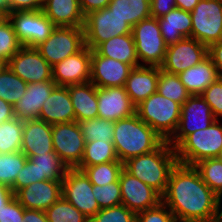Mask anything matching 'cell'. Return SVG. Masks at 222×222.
<instances>
[{"mask_svg":"<svg viewBox=\"0 0 222 222\" xmlns=\"http://www.w3.org/2000/svg\"><path fill=\"white\" fill-rule=\"evenodd\" d=\"M27 90V83L8 66L0 73V98L14 106Z\"/></svg>","mask_w":222,"mask_h":222,"instance_id":"cell-36","label":"cell"},{"mask_svg":"<svg viewBox=\"0 0 222 222\" xmlns=\"http://www.w3.org/2000/svg\"><path fill=\"white\" fill-rule=\"evenodd\" d=\"M133 67L91 50L90 82L96 87H124Z\"/></svg>","mask_w":222,"mask_h":222,"instance_id":"cell-17","label":"cell"},{"mask_svg":"<svg viewBox=\"0 0 222 222\" xmlns=\"http://www.w3.org/2000/svg\"><path fill=\"white\" fill-rule=\"evenodd\" d=\"M71 102L75 112V121L97 118V87L91 83L68 85Z\"/></svg>","mask_w":222,"mask_h":222,"instance_id":"cell-27","label":"cell"},{"mask_svg":"<svg viewBox=\"0 0 222 222\" xmlns=\"http://www.w3.org/2000/svg\"><path fill=\"white\" fill-rule=\"evenodd\" d=\"M190 13L191 38L208 47L222 40V0H200Z\"/></svg>","mask_w":222,"mask_h":222,"instance_id":"cell-10","label":"cell"},{"mask_svg":"<svg viewBox=\"0 0 222 222\" xmlns=\"http://www.w3.org/2000/svg\"><path fill=\"white\" fill-rule=\"evenodd\" d=\"M6 20L7 16L4 13L0 12V25Z\"/></svg>","mask_w":222,"mask_h":222,"instance_id":"cell-60","label":"cell"},{"mask_svg":"<svg viewBox=\"0 0 222 222\" xmlns=\"http://www.w3.org/2000/svg\"><path fill=\"white\" fill-rule=\"evenodd\" d=\"M24 121L13 118L0 124V154L21 151Z\"/></svg>","mask_w":222,"mask_h":222,"instance_id":"cell-33","label":"cell"},{"mask_svg":"<svg viewBox=\"0 0 222 222\" xmlns=\"http://www.w3.org/2000/svg\"><path fill=\"white\" fill-rule=\"evenodd\" d=\"M151 16L160 18L177 8L175 0H150Z\"/></svg>","mask_w":222,"mask_h":222,"instance_id":"cell-48","label":"cell"},{"mask_svg":"<svg viewBox=\"0 0 222 222\" xmlns=\"http://www.w3.org/2000/svg\"><path fill=\"white\" fill-rule=\"evenodd\" d=\"M217 119L201 95H191L181 106V116L174 135L168 143L174 149L191 133L205 130Z\"/></svg>","mask_w":222,"mask_h":222,"instance_id":"cell-11","label":"cell"},{"mask_svg":"<svg viewBox=\"0 0 222 222\" xmlns=\"http://www.w3.org/2000/svg\"><path fill=\"white\" fill-rule=\"evenodd\" d=\"M56 86L53 80L27 84L24 95L13 106L14 117L22 121L38 119L43 103Z\"/></svg>","mask_w":222,"mask_h":222,"instance_id":"cell-22","label":"cell"},{"mask_svg":"<svg viewBox=\"0 0 222 222\" xmlns=\"http://www.w3.org/2000/svg\"><path fill=\"white\" fill-rule=\"evenodd\" d=\"M23 222H48L45 211L24 209Z\"/></svg>","mask_w":222,"mask_h":222,"instance_id":"cell-52","label":"cell"},{"mask_svg":"<svg viewBox=\"0 0 222 222\" xmlns=\"http://www.w3.org/2000/svg\"><path fill=\"white\" fill-rule=\"evenodd\" d=\"M62 196L89 220L100 210L93 196V184L82 170L69 168L62 180Z\"/></svg>","mask_w":222,"mask_h":222,"instance_id":"cell-12","label":"cell"},{"mask_svg":"<svg viewBox=\"0 0 222 222\" xmlns=\"http://www.w3.org/2000/svg\"><path fill=\"white\" fill-rule=\"evenodd\" d=\"M207 57L208 46L194 38H184L167 46L165 59L160 68L167 73L178 75Z\"/></svg>","mask_w":222,"mask_h":222,"instance_id":"cell-14","label":"cell"},{"mask_svg":"<svg viewBox=\"0 0 222 222\" xmlns=\"http://www.w3.org/2000/svg\"><path fill=\"white\" fill-rule=\"evenodd\" d=\"M24 207L14 197L0 209V222H23Z\"/></svg>","mask_w":222,"mask_h":222,"instance_id":"cell-47","label":"cell"},{"mask_svg":"<svg viewBox=\"0 0 222 222\" xmlns=\"http://www.w3.org/2000/svg\"><path fill=\"white\" fill-rule=\"evenodd\" d=\"M85 142L104 141L113 143L114 122L102 118H93L78 122Z\"/></svg>","mask_w":222,"mask_h":222,"instance_id":"cell-35","label":"cell"},{"mask_svg":"<svg viewBox=\"0 0 222 222\" xmlns=\"http://www.w3.org/2000/svg\"><path fill=\"white\" fill-rule=\"evenodd\" d=\"M202 180L218 195L222 190V161L217 157L204 159L194 165Z\"/></svg>","mask_w":222,"mask_h":222,"instance_id":"cell-40","label":"cell"},{"mask_svg":"<svg viewBox=\"0 0 222 222\" xmlns=\"http://www.w3.org/2000/svg\"><path fill=\"white\" fill-rule=\"evenodd\" d=\"M84 47L83 27L56 26L52 34L35 48L51 66H54Z\"/></svg>","mask_w":222,"mask_h":222,"instance_id":"cell-7","label":"cell"},{"mask_svg":"<svg viewBox=\"0 0 222 222\" xmlns=\"http://www.w3.org/2000/svg\"><path fill=\"white\" fill-rule=\"evenodd\" d=\"M111 0H79L80 8L84 16L90 12L107 8Z\"/></svg>","mask_w":222,"mask_h":222,"instance_id":"cell-51","label":"cell"},{"mask_svg":"<svg viewBox=\"0 0 222 222\" xmlns=\"http://www.w3.org/2000/svg\"><path fill=\"white\" fill-rule=\"evenodd\" d=\"M21 152L26 157L54 152L52 125L40 119L24 121Z\"/></svg>","mask_w":222,"mask_h":222,"instance_id":"cell-21","label":"cell"},{"mask_svg":"<svg viewBox=\"0 0 222 222\" xmlns=\"http://www.w3.org/2000/svg\"><path fill=\"white\" fill-rule=\"evenodd\" d=\"M44 0H9L10 12L42 10Z\"/></svg>","mask_w":222,"mask_h":222,"instance_id":"cell-49","label":"cell"},{"mask_svg":"<svg viewBox=\"0 0 222 222\" xmlns=\"http://www.w3.org/2000/svg\"><path fill=\"white\" fill-rule=\"evenodd\" d=\"M178 75L181 83L191 95H201L210 84L219 78L216 67L209 56Z\"/></svg>","mask_w":222,"mask_h":222,"instance_id":"cell-28","label":"cell"},{"mask_svg":"<svg viewBox=\"0 0 222 222\" xmlns=\"http://www.w3.org/2000/svg\"><path fill=\"white\" fill-rule=\"evenodd\" d=\"M13 118V106L0 98V124Z\"/></svg>","mask_w":222,"mask_h":222,"instance_id":"cell-53","label":"cell"},{"mask_svg":"<svg viewBox=\"0 0 222 222\" xmlns=\"http://www.w3.org/2000/svg\"><path fill=\"white\" fill-rule=\"evenodd\" d=\"M217 158L222 161V149H221V152L219 153V155L217 156Z\"/></svg>","mask_w":222,"mask_h":222,"instance_id":"cell-61","label":"cell"},{"mask_svg":"<svg viewBox=\"0 0 222 222\" xmlns=\"http://www.w3.org/2000/svg\"><path fill=\"white\" fill-rule=\"evenodd\" d=\"M208 56L212 59L219 78H222V40L208 47Z\"/></svg>","mask_w":222,"mask_h":222,"instance_id":"cell-50","label":"cell"},{"mask_svg":"<svg viewBox=\"0 0 222 222\" xmlns=\"http://www.w3.org/2000/svg\"><path fill=\"white\" fill-rule=\"evenodd\" d=\"M157 92L181 105L191 96L185 86L181 83L179 75L160 71Z\"/></svg>","mask_w":222,"mask_h":222,"instance_id":"cell-37","label":"cell"},{"mask_svg":"<svg viewBox=\"0 0 222 222\" xmlns=\"http://www.w3.org/2000/svg\"><path fill=\"white\" fill-rule=\"evenodd\" d=\"M181 106L155 92L136 106V114L164 141H168L177 130Z\"/></svg>","mask_w":222,"mask_h":222,"instance_id":"cell-4","label":"cell"},{"mask_svg":"<svg viewBox=\"0 0 222 222\" xmlns=\"http://www.w3.org/2000/svg\"><path fill=\"white\" fill-rule=\"evenodd\" d=\"M26 160L21 151L0 154V184L12 188Z\"/></svg>","mask_w":222,"mask_h":222,"instance_id":"cell-39","label":"cell"},{"mask_svg":"<svg viewBox=\"0 0 222 222\" xmlns=\"http://www.w3.org/2000/svg\"><path fill=\"white\" fill-rule=\"evenodd\" d=\"M181 222H212V221H181Z\"/></svg>","mask_w":222,"mask_h":222,"instance_id":"cell-62","label":"cell"},{"mask_svg":"<svg viewBox=\"0 0 222 222\" xmlns=\"http://www.w3.org/2000/svg\"><path fill=\"white\" fill-rule=\"evenodd\" d=\"M131 33L139 65L160 67L165 59L167 45L161 35L158 19L150 17L141 20L132 27Z\"/></svg>","mask_w":222,"mask_h":222,"instance_id":"cell-6","label":"cell"},{"mask_svg":"<svg viewBox=\"0 0 222 222\" xmlns=\"http://www.w3.org/2000/svg\"><path fill=\"white\" fill-rule=\"evenodd\" d=\"M27 158L36 164L38 181H62L69 170V167L66 166V164L55 152L39 154L37 156Z\"/></svg>","mask_w":222,"mask_h":222,"instance_id":"cell-31","label":"cell"},{"mask_svg":"<svg viewBox=\"0 0 222 222\" xmlns=\"http://www.w3.org/2000/svg\"><path fill=\"white\" fill-rule=\"evenodd\" d=\"M160 71L158 66H139L130 71L124 88L135 106L157 92Z\"/></svg>","mask_w":222,"mask_h":222,"instance_id":"cell-23","label":"cell"},{"mask_svg":"<svg viewBox=\"0 0 222 222\" xmlns=\"http://www.w3.org/2000/svg\"><path fill=\"white\" fill-rule=\"evenodd\" d=\"M97 102V117L108 121L117 122L136 113V106L124 87H97Z\"/></svg>","mask_w":222,"mask_h":222,"instance_id":"cell-19","label":"cell"},{"mask_svg":"<svg viewBox=\"0 0 222 222\" xmlns=\"http://www.w3.org/2000/svg\"><path fill=\"white\" fill-rule=\"evenodd\" d=\"M93 196L100 209L122 204L119 180L106 185H93Z\"/></svg>","mask_w":222,"mask_h":222,"instance_id":"cell-41","label":"cell"},{"mask_svg":"<svg viewBox=\"0 0 222 222\" xmlns=\"http://www.w3.org/2000/svg\"><path fill=\"white\" fill-rule=\"evenodd\" d=\"M211 107L214 117L218 120L222 117V78H218L210 84L201 94Z\"/></svg>","mask_w":222,"mask_h":222,"instance_id":"cell-44","label":"cell"},{"mask_svg":"<svg viewBox=\"0 0 222 222\" xmlns=\"http://www.w3.org/2000/svg\"><path fill=\"white\" fill-rule=\"evenodd\" d=\"M222 190H221V192L217 195V202H218V207H219V210H220V212H222V207H221V202H222Z\"/></svg>","mask_w":222,"mask_h":222,"instance_id":"cell-57","label":"cell"},{"mask_svg":"<svg viewBox=\"0 0 222 222\" xmlns=\"http://www.w3.org/2000/svg\"><path fill=\"white\" fill-rule=\"evenodd\" d=\"M85 46L94 50L100 43L123 34H130L132 27L108 7L90 12L84 22Z\"/></svg>","mask_w":222,"mask_h":222,"instance_id":"cell-8","label":"cell"},{"mask_svg":"<svg viewBox=\"0 0 222 222\" xmlns=\"http://www.w3.org/2000/svg\"><path fill=\"white\" fill-rule=\"evenodd\" d=\"M212 222H222V212H220L215 218H213Z\"/></svg>","mask_w":222,"mask_h":222,"instance_id":"cell-59","label":"cell"},{"mask_svg":"<svg viewBox=\"0 0 222 222\" xmlns=\"http://www.w3.org/2000/svg\"><path fill=\"white\" fill-rule=\"evenodd\" d=\"M21 47L22 44L18 41L13 26L7 19L0 25V58L8 62Z\"/></svg>","mask_w":222,"mask_h":222,"instance_id":"cell-42","label":"cell"},{"mask_svg":"<svg viewBox=\"0 0 222 222\" xmlns=\"http://www.w3.org/2000/svg\"><path fill=\"white\" fill-rule=\"evenodd\" d=\"M0 12L6 16L10 14L9 0H0Z\"/></svg>","mask_w":222,"mask_h":222,"instance_id":"cell-56","label":"cell"},{"mask_svg":"<svg viewBox=\"0 0 222 222\" xmlns=\"http://www.w3.org/2000/svg\"><path fill=\"white\" fill-rule=\"evenodd\" d=\"M14 197L15 194L11 188L0 184V209L7 205Z\"/></svg>","mask_w":222,"mask_h":222,"instance_id":"cell-54","label":"cell"},{"mask_svg":"<svg viewBox=\"0 0 222 222\" xmlns=\"http://www.w3.org/2000/svg\"><path fill=\"white\" fill-rule=\"evenodd\" d=\"M122 204L134 213L154 208L162 202V196L146 183L122 170L119 177Z\"/></svg>","mask_w":222,"mask_h":222,"instance_id":"cell-16","label":"cell"},{"mask_svg":"<svg viewBox=\"0 0 222 222\" xmlns=\"http://www.w3.org/2000/svg\"><path fill=\"white\" fill-rule=\"evenodd\" d=\"M91 49L85 46L78 53L52 66V80L57 86L90 82Z\"/></svg>","mask_w":222,"mask_h":222,"instance_id":"cell-18","label":"cell"},{"mask_svg":"<svg viewBox=\"0 0 222 222\" xmlns=\"http://www.w3.org/2000/svg\"><path fill=\"white\" fill-rule=\"evenodd\" d=\"M37 181H38V171L36 164L31 162L27 158L22 170L19 171L18 176L11 190L15 194L19 189L25 188Z\"/></svg>","mask_w":222,"mask_h":222,"instance_id":"cell-46","label":"cell"},{"mask_svg":"<svg viewBox=\"0 0 222 222\" xmlns=\"http://www.w3.org/2000/svg\"><path fill=\"white\" fill-rule=\"evenodd\" d=\"M163 142L136 113L114 122L113 144L118 160L122 163L156 150Z\"/></svg>","mask_w":222,"mask_h":222,"instance_id":"cell-2","label":"cell"},{"mask_svg":"<svg viewBox=\"0 0 222 222\" xmlns=\"http://www.w3.org/2000/svg\"><path fill=\"white\" fill-rule=\"evenodd\" d=\"M42 11L55 26H84L85 16L79 0H44Z\"/></svg>","mask_w":222,"mask_h":222,"instance_id":"cell-25","label":"cell"},{"mask_svg":"<svg viewBox=\"0 0 222 222\" xmlns=\"http://www.w3.org/2000/svg\"><path fill=\"white\" fill-rule=\"evenodd\" d=\"M162 202L178 222L212 221L219 213L217 195L194 166L177 163L171 170Z\"/></svg>","mask_w":222,"mask_h":222,"instance_id":"cell-1","label":"cell"},{"mask_svg":"<svg viewBox=\"0 0 222 222\" xmlns=\"http://www.w3.org/2000/svg\"><path fill=\"white\" fill-rule=\"evenodd\" d=\"M48 222H89L75 206L61 196L46 211Z\"/></svg>","mask_w":222,"mask_h":222,"instance_id":"cell-38","label":"cell"},{"mask_svg":"<svg viewBox=\"0 0 222 222\" xmlns=\"http://www.w3.org/2000/svg\"><path fill=\"white\" fill-rule=\"evenodd\" d=\"M111 161H118L113 143L99 140L85 142L83 157L78 167L93 166Z\"/></svg>","mask_w":222,"mask_h":222,"instance_id":"cell-34","label":"cell"},{"mask_svg":"<svg viewBox=\"0 0 222 222\" xmlns=\"http://www.w3.org/2000/svg\"><path fill=\"white\" fill-rule=\"evenodd\" d=\"M177 163L175 149L168 141H164L156 150L130 158L123 164L128 173L163 196L167 189L170 172Z\"/></svg>","mask_w":222,"mask_h":222,"instance_id":"cell-3","label":"cell"},{"mask_svg":"<svg viewBox=\"0 0 222 222\" xmlns=\"http://www.w3.org/2000/svg\"><path fill=\"white\" fill-rule=\"evenodd\" d=\"M175 1L177 8L191 12L194 10V7L199 3L200 0H175Z\"/></svg>","mask_w":222,"mask_h":222,"instance_id":"cell-55","label":"cell"},{"mask_svg":"<svg viewBox=\"0 0 222 222\" xmlns=\"http://www.w3.org/2000/svg\"><path fill=\"white\" fill-rule=\"evenodd\" d=\"M7 66L27 84L52 80V66L36 48L22 46Z\"/></svg>","mask_w":222,"mask_h":222,"instance_id":"cell-15","label":"cell"},{"mask_svg":"<svg viewBox=\"0 0 222 222\" xmlns=\"http://www.w3.org/2000/svg\"><path fill=\"white\" fill-rule=\"evenodd\" d=\"M217 119L205 130L188 135L176 148L179 164L194 166L196 163L216 158L222 149V124Z\"/></svg>","mask_w":222,"mask_h":222,"instance_id":"cell-5","label":"cell"},{"mask_svg":"<svg viewBox=\"0 0 222 222\" xmlns=\"http://www.w3.org/2000/svg\"><path fill=\"white\" fill-rule=\"evenodd\" d=\"M62 196V181L43 180L19 189L16 199L25 209L46 211Z\"/></svg>","mask_w":222,"mask_h":222,"instance_id":"cell-20","label":"cell"},{"mask_svg":"<svg viewBox=\"0 0 222 222\" xmlns=\"http://www.w3.org/2000/svg\"><path fill=\"white\" fill-rule=\"evenodd\" d=\"M53 150L69 168L80 165L85 139L77 121L52 125Z\"/></svg>","mask_w":222,"mask_h":222,"instance_id":"cell-13","label":"cell"},{"mask_svg":"<svg viewBox=\"0 0 222 222\" xmlns=\"http://www.w3.org/2000/svg\"><path fill=\"white\" fill-rule=\"evenodd\" d=\"M82 170L93 185H106L119 180L124 169L121 161H111L87 167H77Z\"/></svg>","mask_w":222,"mask_h":222,"instance_id":"cell-32","label":"cell"},{"mask_svg":"<svg viewBox=\"0 0 222 222\" xmlns=\"http://www.w3.org/2000/svg\"><path fill=\"white\" fill-rule=\"evenodd\" d=\"M94 50L100 56L129 64L133 68L140 66L132 33L106 40L100 43Z\"/></svg>","mask_w":222,"mask_h":222,"instance_id":"cell-29","label":"cell"},{"mask_svg":"<svg viewBox=\"0 0 222 222\" xmlns=\"http://www.w3.org/2000/svg\"><path fill=\"white\" fill-rule=\"evenodd\" d=\"M136 222H178L169 210V208L161 202L158 206L137 213Z\"/></svg>","mask_w":222,"mask_h":222,"instance_id":"cell-45","label":"cell"},{"mask_svg":"<svg viewBox=\"0 0 222 222\" xmlns=\"http://www.w3.org/2000/svg\"><path fill=\"white\" fill-rule=\"evenodd\" d=\"M7 19L13 26L18 41L24 47L35 48L56 28L42 10L10 12Z\"/></svg>","mask_w":222,"mask_h":222,"instance_id":"cell-9","label":"cell"},{"mask_svg":"<svg viewBox=\"0 0 222 222\" xmlns=\"http://www.w3.org/2000/svg\"><path fill=\"white\" fill-rule=\"evenodd\" d=\"M137 214L125 205L100 209L89 222H136Z\"/></svg>","mask_w":222,"mask_h":222,"instance_id":"cell-43","label":"cell"},{"mask_svg":"<svg viewBox=\"0 0 222 222\" xmlns=\"http://www.w3.org/2000/svg\"><path fill=\"white\" fill-rule=\"evenodd\" d=\"M7 66V61L0 58V73L4 70V68Z\"/></svg>","mask_w":222,"mask_h":222,"instance_id":"cell-58","label":"cell"},{"mask_svg":"<svg viewBox=\"0 0 222 222\" xmlns=\"http://www.w3.org/2000/svg\"><path fill=\"white\" fill-rule=\"evenodd\" d=\"M108 8L131 27L151 16L150 0H111Z\"/></svg>","mask_w":222,"mask_h":222,"instance_id":"cell-30","label":"cell"},{"mask_svg":"<svg viewBox=\"0 0 222 222\" xmlns=\"http://www.w3.org/2000/svg\"><path fill=\"white\" fill-rule=\"evenodd\" d=\"M40 120L50 125L74 122L75 112L67 86H56L40 111Z\"/></svg>","mask_w":222,"mask_h":222,"instance_id":"cell-24","label":"cell"},{"mask_svg":"<svg viewBox=\"0 0 222 222\" xmlns=\"http://www.w3.org/2000/svg\"><path fill=\"white\" fill-rule=\"evenodd\" d=\"M161 35L167 46L191 37V13L179 8L172 9L163 17L158 18Z\"/></svg>","mask_w":222,"mask_h":222,"instance_id":"cell-26","label":"cell"}]
</instances>
